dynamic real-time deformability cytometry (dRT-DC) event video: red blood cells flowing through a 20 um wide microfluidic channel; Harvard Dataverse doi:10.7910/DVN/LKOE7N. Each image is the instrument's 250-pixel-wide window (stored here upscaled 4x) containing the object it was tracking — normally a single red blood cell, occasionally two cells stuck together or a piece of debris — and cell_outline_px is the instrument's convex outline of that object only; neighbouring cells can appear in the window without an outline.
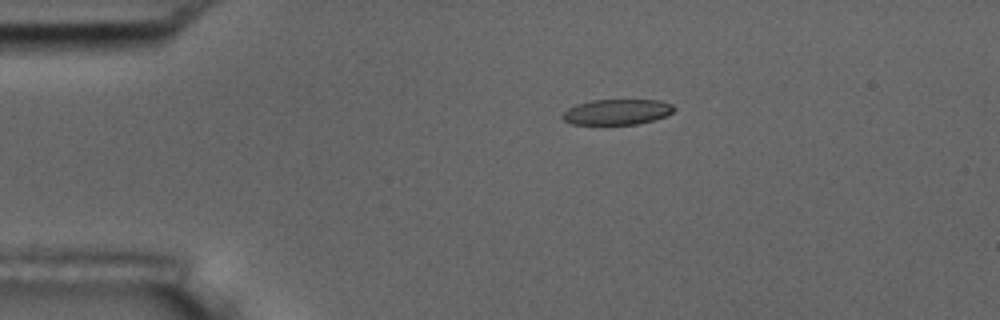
{"species": "common noctule bat (a hibernating species)", "species_latin": "Nyctalus noctula", "temperature_condition": "room temperature", "stored_images_in_passage": 4, "camera_frame_rate_fps": 3000, "um_per_image_px": 0.085, "animal": {"sex": "male", "body_mass_g": 17.5, "forearm_length_mm": 52.3}, "frame": {"image": 1, "passage_image": 2, "time_ms": 1.333, "image_size_px": [1000, 320], "cell_outline_px": [[676, 108], [672, 112], [664, 116], [652, 120], [636, 124], [572, 124], [564, 120], [560, 116], [568, 108], [576, 104], [592, 100], [660, 100], [672, 104]], "centroid_in_image_um": [52.43, 9.5], "position_along_channel_um": 32.6, "area_um2": 16.47}}
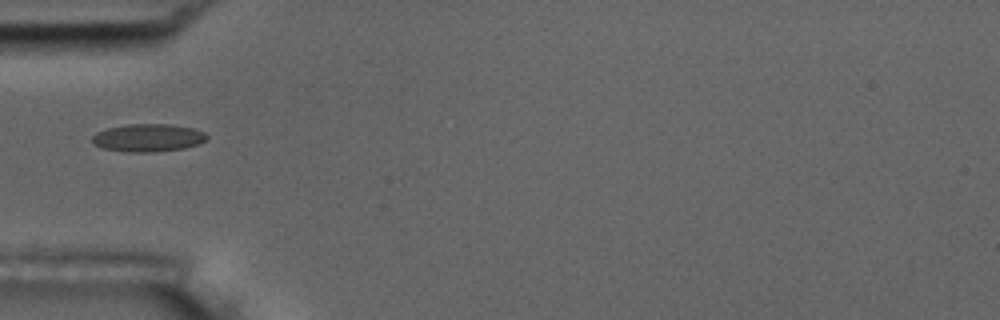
{"frame": {"image": 2, "passage_image": 4, "time_ms": 3.667, "image_size_px": [1000, 320], "cell_outline_px": [[208, 136], [204, 140], [196, 144], [184, 148], [152, 152], [128, 152], [100, 148], [92, 144], [92, 136], [96, 132], [108, 128], [128, 124], [172, 124], [192, 128], [204, 132]], "centroid_in_image_um": [12.53, 11.71], "position_along_channel_um": 72.5, "area_um2": 18.55}}